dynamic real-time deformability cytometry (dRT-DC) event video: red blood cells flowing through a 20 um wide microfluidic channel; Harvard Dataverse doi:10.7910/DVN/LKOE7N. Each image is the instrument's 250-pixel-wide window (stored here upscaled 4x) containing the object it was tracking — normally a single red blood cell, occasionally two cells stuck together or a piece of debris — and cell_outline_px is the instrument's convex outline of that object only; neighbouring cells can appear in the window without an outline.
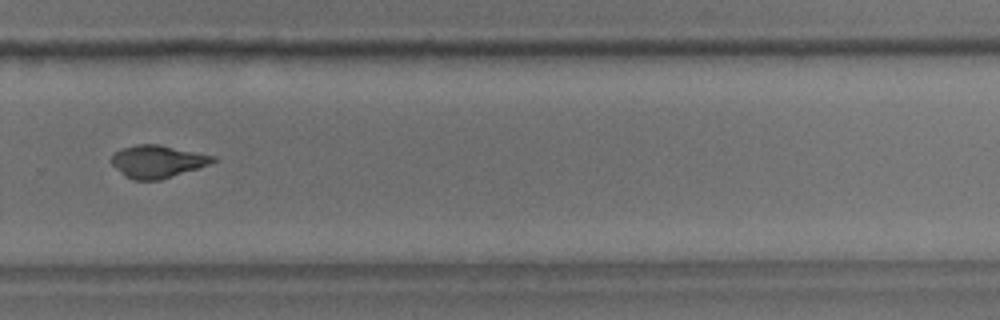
{"species": "common noctule bat (a hibernating species)", "species_latin": "Nyctalus noctula", "temperature_condition": "room temperature", "stored_images_in_passage": 38, "camera_frame_rate_fps": 3000, "um_per_image_px": 0.085, "animal": {"sex": "male", "body_mass_g": 18.8}, "frame": {"image": 1, "passage_image": 22, "time_ms": 7.0, "image_size_px": [1000, 320], "cell_outline_px": [[220, 160], [160, 180], [132, 180], [124, 176], [112, 164], [112, 156], [120, 148], [136, 144], [160, 144], [216, 156]], "centroid_in_image_um": [13.38, 13.71], "position_along_channel_um": 316.4, "area_um2": 19.25}}
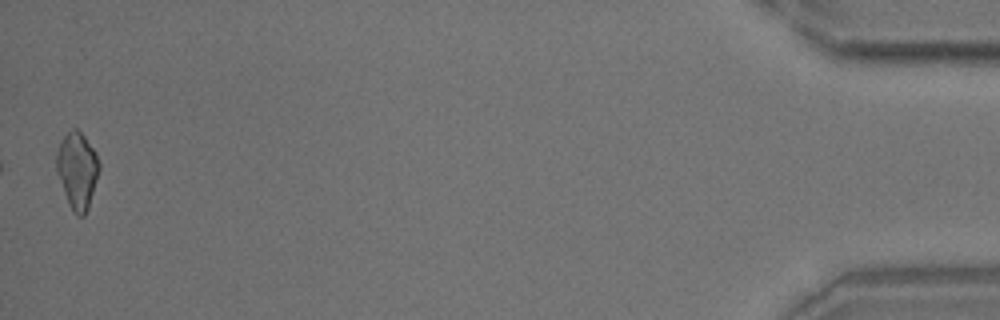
{"frame": {"image": 2, "passage_image": 38, "time_ms": 12.333, "image_size_px": [1000, 320], "cell_outline_px": [[100, 168], [88, 208], [84, 216], [76, 216], [72, 212], [68, 204], [56, 172], [56, 152], [64, 136], [72, 128], [76, 128], [84, 136], [96, 152], [100, 164]], "centroid_in_image_um": [6.56, 14.5], "position_along_channel_um": 428.6, "area_um2": 19.07}}